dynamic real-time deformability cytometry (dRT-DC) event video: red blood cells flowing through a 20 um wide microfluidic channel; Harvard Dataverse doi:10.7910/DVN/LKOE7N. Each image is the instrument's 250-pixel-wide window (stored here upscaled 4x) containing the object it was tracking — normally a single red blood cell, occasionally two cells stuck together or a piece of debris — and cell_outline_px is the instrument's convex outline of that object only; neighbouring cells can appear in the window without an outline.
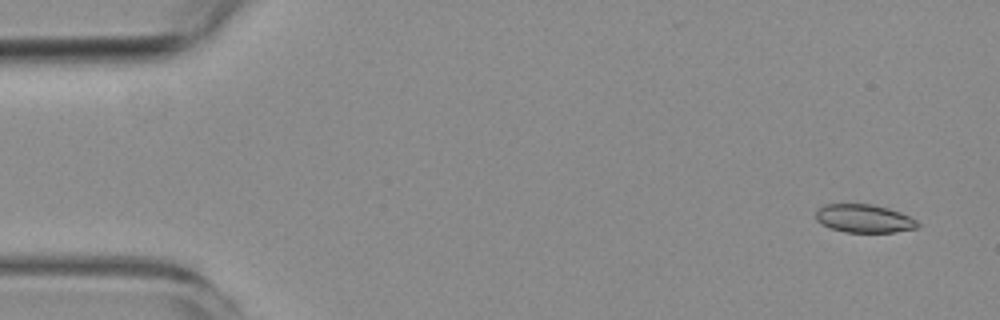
{"species": "common noctule bat (a hibernating species)", "species_latin": "Nyctalus noctula", "temperature_condition": "room temperature", "stored_images_in_passage": 5, "camera_frame_rate_fps": 3000, "um_per_image_px": 0.085, "animal": {"sex": "female", "body_mass_g": 19.3, "forearm_length_mm": 54.1}, "frame": {"image": 1, "passage_image": 1, "time_ms": 0.0, "image_size_px": [1000, 320], "cell_outline_px": [[920, 224], [916, 228], [892, 232], [844, 232], [820, 224], [816, 220], [816, 212], [824, 204], [872, 204], [888, 208], [900, 212], [916, 220]], "centroid_in_image_um": [73.43, 18.57], "position_along_channel_um": 11.6, "area_um2": 16.65}}